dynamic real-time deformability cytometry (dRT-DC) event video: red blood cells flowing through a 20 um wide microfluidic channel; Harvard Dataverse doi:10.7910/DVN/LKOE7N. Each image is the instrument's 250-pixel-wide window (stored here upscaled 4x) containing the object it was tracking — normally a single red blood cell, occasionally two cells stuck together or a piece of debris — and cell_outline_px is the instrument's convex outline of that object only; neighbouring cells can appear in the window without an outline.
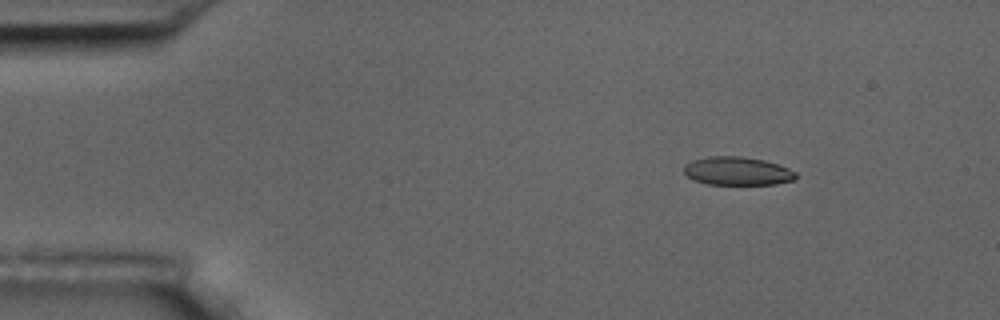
{"species": "common noctule bat (a hibernating species)", "species_latin": "Nyctalus noctula", "temperature_condition": "room temperature", "stored_images_in_passage": 5, "camera_frame_rate_fps": 3000, "um_per_image_px": 0.085, "animal": {"sex": "male", "body_mass_g": 17.5, "forearm_length_mm": 52.3}, "frame": {"image": 1, "passage_image": 3, "time_ms": 2.333, "image_size_px": [1000, 320], "cell_outline_px": [[796, 180], [776, 184], [708, 184], [696, 180], [688, 176], [684, 172], [684, 164], [692, 160], [708, 156], [744, 156], [764, 160], [788, 168], [796, 172]], "centroid_in_image_um": [62.69, 14.53], "position_along_channel_um": 22.3, "area_um2": 18.5}}
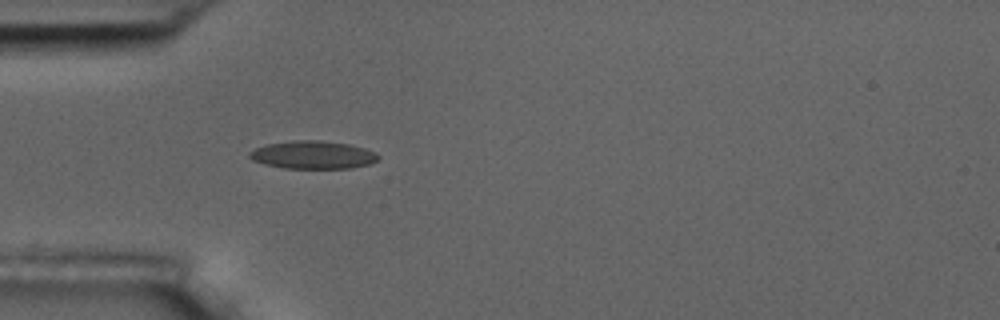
{"frame": {"image": 2, "passage_image": 5, "time_ms": 5.333, "image_size_px": [1000, 320], "cell_outline_px": [[380, 156], [372, 164], [352, 168], [284, 168], [264, 164], [252, 160], [248, 156], [248, 152], [256, 148], [268, 144], [292, 140], [320, 140], [348, 144], [364, 148], [376, 152]], "centroid_in_image_um": [26.6, 13.16], "position_along_channel_um": 58.4, "area_um2": 21.04}}